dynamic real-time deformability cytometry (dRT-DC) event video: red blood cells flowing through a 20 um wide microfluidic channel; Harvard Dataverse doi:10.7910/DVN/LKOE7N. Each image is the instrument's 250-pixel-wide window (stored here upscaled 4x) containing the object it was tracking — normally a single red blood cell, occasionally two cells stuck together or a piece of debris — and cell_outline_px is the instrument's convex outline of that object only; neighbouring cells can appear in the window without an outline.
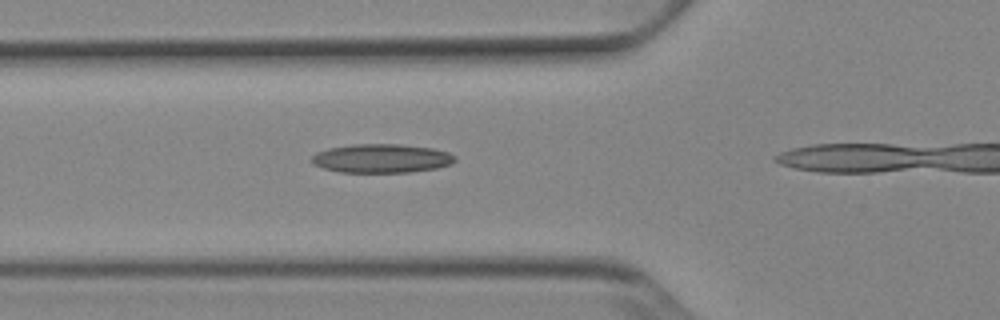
{"species": "Egyptian fruit bat (a non-hibernating species)", "species_latin": "Rousettus aegyptiacus", "temperature_condition": "cold", "stored_images_in_passage": 13, "camera_frame_rate_fps": 3000, "um_per_image_px": 0.085, "animal": {"sex": "female"}, "frame": {"image": 1, "passage_image": 6, "time_ms": 1.667, "image_size_px": [1000, 320], "cell_outline_px": [[456, 160], [452, 164], [436, 168], [408, 172], [340, 172], [324, 168], [312, 164], [308, 160], [316, 152], [328, 148], [352, 144], [400, 144], [432, 148], [448, 152], [456, 156]], "centroid_in_image_um": [32.4, 13.46], "position_along_channel_um": 93.4, "area_um2": 24.22}}
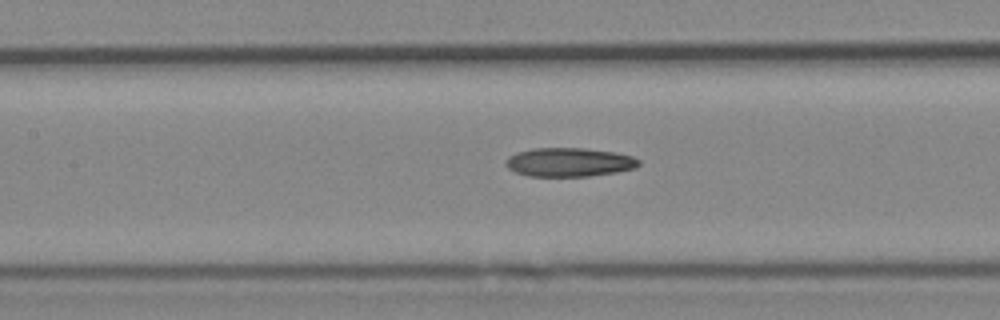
{"frame": {"image": 2, "passage_image": 11, "time_ms": 3.333, "image_size_px": [1000, 320], "cell_outline_px": [[640, 164], [636, 168], [616, 172], [588, 176], [528, 176], [516, 172], [508, 168], [504, 164], [504, 160], [508, 156], [516, 152], [532, 148], [584, 148], [616, 152], [632, 156], [640, 160]], "centroid_in_image_um": [48.36, 13.78], "position_along_channel_um": 159.0, "area_um2": 22.54}}